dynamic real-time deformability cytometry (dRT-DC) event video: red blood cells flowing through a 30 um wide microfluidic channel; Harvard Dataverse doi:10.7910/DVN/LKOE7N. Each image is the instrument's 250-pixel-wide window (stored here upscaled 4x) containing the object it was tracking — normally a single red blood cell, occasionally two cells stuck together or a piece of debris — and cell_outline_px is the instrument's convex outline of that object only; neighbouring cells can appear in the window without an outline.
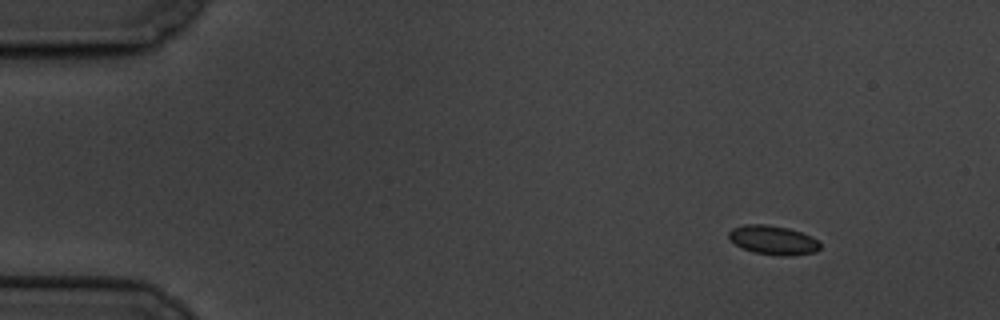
{"species": "common noctule bat (a hibernating species)", "species_latin": "Nyctalus noctula", "temperature_condition": "cold", "stored_images_in_passage": 5, "camera_frame_rate_fps": 3000, "um_per_image_px": 0.085, "animal": {"sex": "male", "body_mass_g": 19.5, "forearm_length_mm": 54.6}, "frame": {"image": 1, "passage_image": 1, "time_ms": 0.0, "image_size_px": [1000, 320], "cell_outline_px": [[820, 248], [816, 252], [792, 256], [780, 256], [752, 252], [736, 244], [728, 236], [728, 232], [732, 228], [744, 224], [768, 224], [788, 228], [812, 236], [820, 244]], "centroid_in_image_um": [65.72, 20.41], "position_along_channel_um": 19.3, "area_um2": 15.55}}